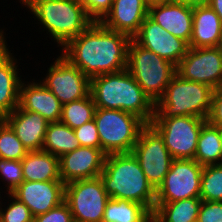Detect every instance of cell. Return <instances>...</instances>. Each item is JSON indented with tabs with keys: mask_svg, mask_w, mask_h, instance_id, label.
<instances>
[{
	"mask_svg": "<svg viewBox=\"0 0 222 222\" xmlns=\"http://www.w3.org/2000/svg\"><path fill=\"white\" fill-rule=\"evenodd\" d=\"M28 153L12 128L2 120L0 122V159L22 160Z\"/></svg>",
	"mask_w": 222,
	"mask_h": 222,
	"instance_id": "obj_30",
	"label": "cell"
},
{
	"mask_svg": "<svg viewBox=\"0 0 222 222\" xmlns=\"http://www.w3.org/2000/svg\"><path fill=\"white\" fill-rule=\"evenodd\" d=\"M132 39L138 45L170 61L175 66L179 64L189 49L186 41L167 32L149 16L146 17L138 33Z\"/></svg>",
	"mask_w": 222,
	"mask_h": 222,
	"instance_id": "obj_15",
	"label": "cell"
},
{
	"mask_svg": "<svg viewBox=\"0 0 222 222\" xmlns=\"http://www.w3.org/2000/svg\"><path fill=\"white\" fill-rule=\"evenodd\" d=\"M100 178L110 198L140 203L153 214L156 190L132 153L106 155Z\"/></svg>",
	"mask_w": 222,
	"mask_h": 222,
	"instance_id": "obj_4",
	"label": "cell"
},
{
	"mask_svg": "<svg viewBox=\"0 0 222 222\" xmlns=\"http://www.w3.org/2000/svg\"><path fill=\"white\" fill-rule=\"evenodd\" d=\"M197 222H222V201H202Z\"/></svg>",
	"mask_w": 222,
	"mask_h": 222,
	"instance_id": "obj_36",
	"label": "cell"
},
{
	"mask_svg": "<svg viewBox=\"0 0 222 222\" xmlns=\"http://www.w3.org/2000/svg\"><path fill=\"white\" fill-rule=\"evenodd\" d=\"M74 132L81 146L101 149L99 134L94 119L74 129Z\"/></svg>",
	"mask_w": 222,
	"mask_h": 222,
	"instance_id": "obj_34",
	"label": "cell"
},
{
	"mask_svg": "<svg viewBox=\"0 0 222 222\" xmlns=\"http://www.w3.org/2000/svg\"><path fill=\"white\" fill-rule=\"evenodd\" d=\"M200 198L202 201H222V164L203 167Z\"/></svg>",
	"mask_w": 222,
	"mask_h": 222,
	"instance_id": "obj_29",
	"label": "cell"
},
{
	"mask_svg": "<svg viewBox=\"0 0 222 222\" xmlns=\"http://www.w3.org/2000/svg\"><path fill=\"white\" fill-rule=\"evenodd\" d=\"M2 196L0 194V222H33L34 217L23 202L11 193H5L4 198Z\"/></svg>",
	"mask_w": 222,
	"mask_h": 222,
	"instance_id": "obj_31",
	"label": "cell"
},
{
	"mask_svg": "<svg viewBox=\"0 0 222 222\" xmlns=\"http://www.w3.org/2000/svg\"><path fill=\"white\" fill-rule=\"evenodd\" d=\"M109 199L100 176L65 184L64 201L74 222H102Z\"/></svg>",
	"mask_w": 222,
	"mask_h": 222,
	"instance_id": "obj_10",
	"label": "cell"
},
{
	"mask_svg": "<svg viewBox=\"0 0 222 222\" xmlns=\"http://www.w3.org/2000/svg\"><path fill=\"white\" fill-rule=\"evenodd\" d=\"M20 8L37 20L39 34L45 33L51 39L53 47H64L69 41L78 37L93 21L88 17L84 7L77 0H17ZM43 29V30H42ZM42 30V31H41ZM41 31V33H40ZM56 44V45H55Z\"/></svg>",
	"mask_w": 222,
	"mask_h": 222,
	"instance_id": "obj_2",
	"label": "cell"
},
{
	"mask_svg": "<svg viewBox=\"0 0 222 222\" xmlns=\"http://www.w3.org/2000/svg\"><path fill=\"white\" fill-rule=\"evenodd\" d=\"M220 131L221 145H222V127H218Z\"/></svg>",
	"mask_w": 222,
	"mask_h": 222,
	"instance_id": "obj_40",
	"label": "cell"
},
{
	"mask_svg": "<svg viewBox=\"0 0 222 222\" xmlns=\"http://www.w3.org/2000/svg\"><path fill=\"white\" fill-rule=\"evenodd\" d=\"M93 22H101L110 12L113 0H77Z\"/></svg>",
	"mask_w": 222,
	"mask_h": 222,
	"instance_id": "obj_33",
	"label": "cell"
},
{
	"mask_svg": "<svg viewBox=\"0 0 222 222\" xmlns=\"http://www.w3.org/2000/svg\"><path fill=\"white\" fill-rule=\"evenodd\" d=\"M28 76L29 73L20 85L19 107L40 114L48 122L60 121L62 104L58 98L35 76L32 79Z\"/></svg>",
	"mask_w": 222,
	"mask_h": 222,
	"instance_id": "obj_19",
	"label": "cell"
},
{
	"mask_svg": "<svg viewBox=\"0 0 222 222\" xmlns=\"http://www.w3.org/2000/svg\"><path fill=\"white\" fill-rule=\"evenodd\" d=\"M33 222H74L69 205L63 201L50 211L35 216Z\"/></svg>",
	"mask_w": 222,
	"mask_h": 222,
	"instance_id": "obj_35",
	"label": "cell"
},
{
	"mask_svg": "<svg viewBox=\"0 0 222 222\" xmlns=\"http://www.w3.org/2000/svg\"><path fill=\"white\" fill-rule=\"evenodd\" d=\"M194 160L203 166L222 164L220 131L208 121L200 130Z\"/></svg>",
	"mask_w": 222,
	"mask_h": 222,
	"instance_id": "obj_27",
	"label": "cell"
},
{
	"mask_svg": "<svg viewBox=\"0 0 222 222\" xmlns=\"http://www.w3.org/2000/svg\"><path fill=\"white\" fill-rule=\"evenodd\" d=\"M203 117L177 116L166 119H152L150 124L163 137L166 148L173 159H194Z\"/></svg>",
	"mask_w": 222,
	"mask_h": 222,
	"instance_id": "obj_8",
	"label": "cell"
},
{
	"mask_svg": "<svg viewBox=\"0 0 222 222\" xmlns=\"http://www.w3.org/2000/svg\"><path fill=\"white\" fill-rule=\"evenodd\" d=\"M96 105L91 94L62 105L60 121L72 129L81 127L84 123L94 119Z\"/></svg>",
	"mask_w": 222,
	"mask_h": 222,
	"instance_id": "obj_28",
	"label": "cell"
},
{
	"mask_svg": "<svg viewBox=\"0 0 222 222\" xmlns=\"http://www.w3.org/2000/svg\"><path fill=\"white\" fill-rule=\"evenodd\" d=\"M90 94L96 108L135 114L146 124L154 117V103L127 69L90 78Z\"/></svg>",
	"mask_w": 222,
	"mask_h": 222,
	"instance_id": "obj_3",
	"label": "cell"
},
{
	"mask_svg": "<svg viewBox=\"0 0 222 222\" xmlns=\"http://www.w3.org/2000/svg\"><path fill=\"white\" fill-rule=\"evenodd\" d=\"M106 154L102 149L80 146L59 157V174L64 184L99 177Z\"/></svg>",
	"mask_w": 222,
	"mask_h": 222,
	"instance_id": "obj_18",
	"label": "cell"
},
{
	"mask_svg": "<svg viewBox=\"0 0 222 222\" xmlns=\"http://www.w3.org/2000/svg\"><path fill=\"white\" fill-rule=\"evenodd\" d=\"M102 222H153L152 213L142 204L110 198Z\"/></svg>",
	"mask_w": 222,
	"mask_h": 222,
	"instance_id": "obj_25",
	"label": "cell"
},
{
	"mask_svg": "<svg viewBox=\"0 0 222 222\" xmlns=\"http://www.w3.org/2000/svg\"><path fill=\"white\" fill-rule=\"evenodd\" d=\"M148 16L173 36L190 43L193 29L192 0H173L149 4Z\"/></svg>",
	"mask_w": 222,
	"mask_h": 222,
	"instance_id": "obj_16",
	"label": "cell"
},
{
	"mask_svg": "<svg viewBox=\"0 0 222 222\" xmlns=\"http://www.w3.org/2000/svg\"><path fill=\"white\" fill-rule=\"evenodd\" d=\"M3 120L12 128L28 151L42 150L46 130L50 123L44 117L18 106Z\"/></svg>",
	"mask_w": 222,
	"mask_h": 222,
	"instance_id": "obj_21",
	"label": "cell"
},
{
	"mask_svg": "<svg viewBox=\"0 0 222 222\" xmlns=\"http://www.w3.org/2000/svg\"><path fill=\"white\" fill-rule=\"evenodd\" d=\"M222 23L216 12L204 1H193V29L190 48L219 47Z\"/></svg>",
	"mask_w": 222,
	"mask_h": 222,
	"instance_id": "obj_22",
	"label": "cell"
},
{
	"mask_svg": "<svg viewBox=\"0 0 222 222\" xmlns=\"http://www.w3.org/2000/svg\"><path fill=\"white\" fill-rule=\"evenodd\" d=\"M11 194L23 202L35 217L64 201L65 184L62 180L23 181Z\"/></svg>",
	"mask_w": 222,
	"mask_h": 222,
	"instance_id": "obj_17",
	"label": "cell"
},
{
	"mask_svg": "<svg viewBox=\"0 0 222 222\" xmlns=\"http://www.w3.org/2000/svg\"><path fill=\"white\" fill-rule=\"evenodd\" d=\"M207 121L215 127H222V86L213 90L211 111Z\"/></svg>",
	"mask_w": 222,
	"mask_h": 222,
	"instance_id": "obj_37",
	"label": "cell"
},
{
	"mask_svg": "<svg viewBox=\"0 0 222 222\" xmlns=\"http://www.w3.org/2000/svg\"><path fill=\"white\" fill-rule=\"evenodd\" d=\"M219 16L222 23V0H203Z\"/></svg>",
	"mask_w": 222,
	"mask_h": 222,
	"instance_id": "obj_38",
	"label": "cell"
},
{
	"mask_svg": "<svg viewBox=\"0 0 222 222\" xmlns=\"http://www.w3.org/2000/svg\"><path fill=\"white\" fill-rule=\"evenodd\" d=\"M149 4L156 3V2H166V1H173V0H147Z\"/></svg>",
	"mask_w": 222,
	"mask_h": 222,
	"instance_id": "obj_39",
	"label": "cell"
},
{
	"mask_svg": "<svg viewBox=\"0 0 222 222\" xmlns=\"http://www.w3.org/2000/svg\"><path fill=\"white\" fill-rule=\"evenodd\" d=\"M127 70L154 104L163 97L176 74L175 65L138 45L133 39L128 46Z\"/></svg>",
	"mask_w": 222,
	"mask_h": 222,
	"instance_id": "obj_6",
	"label": "cell"
},
{
	"mask_svg": "<svg viewBox=\"0 0 222 222\" xmlns=\"http://www.w3.org/2000/svg\"><path fill=\"white\" fill-rule=\"evenodd\" d=\"M130 40L126 34L93 22L57 52L92 78L127 69Z\"/></svg>",
	"mask_w": 222,
	"mask_h": 222,
	"instance_id": "obj_1",
	"label": "cell"
},
{
	"mask_svg": "<svg viewBox=\"0 0 222 222\" xmlns=\"http://www.w3.org/2000/svg\"><path fill=\"white\" fill-rule=\"evenodd\" d=\"M94 121L101 149L106 155L131 153L146 123L135 114L114 109L96 108Z\"/></svg>",
	"mask_w": 222,
	"mask_h": 222,
	"instance_id": "obj_7",
	"label": "cell"
},
{
	"mask_svg": "<svg viewBox=\"0 0 222 222\" xmlns=\"http://www.w3.org/2000/svg\"><path fill=\"white\" fill-rule=\"evenodd\" d=\"M55 56L50 65H46L47 69H41L46 72L39 81L62 105L87 97L90 94V78L60 53Z\"/></svg>",
	"mask_w": 222,
	"mask_h": 222,
	"instance_id": "obj_9",
	"label": "cell"
},
{
	"mask_svg": "<svg viewBox=\"0 0 222 222\" xmlns=\"http://www.w3.org/2000/svg\"><path fill=\"white\" fill-rule=\"evenodd\" d=\"M201 202L200 197L175 202H155L153 222H197Z\"/></svg>",
	"mask_w": 222,
	"mask_h": 222,
	"instance_id": "obj_24",
	"label": "cell"
},
{
	"mask_svg": "<svg viewBox=\"0 0 222 222\" xmlns=\"http://www.w3.org/2000/svg\"><path fill=\"white\" fill-rule=\"evenodd\" d=\"M21 164L24 181L61 180L59 157L44 150L28 151Z\"/></svg>",
	"mask_w": 222,
	"mask_h": 222,
	"instance_id": "obj_23",
	"label": "cell"
},
{
	"mask_svg": "<svg viewBox=\"0 0 222 222\" xmlns=\"http://www.w3.org/2000/svg\"><path fill=\"white\" fill-rule=\"evenodd\" d=\"M2 27H0V115L4 118L19 106L20 85L26 76L22 70L26 67L22 65L21 69L20 63L24 64L20 62L23 56L14 55L15 52L12 50L14 48L7 43V38L10 39L11 36L8 37L6 34L5 25Z\"/></svg>",
	"mask_w": 222,
	"mask_h": 222,
	"instance_id": "obj_14",
	"label": "cell"
},
{
	"mask_svg": "<svg viewBox=\"0 0 222 222\" xmlns=\"http://www.w3.org/2000/svg\"><path fill=\"white\" fill-rule=\"evenodd\" d=\"M131 153L137 159L148 182L156 190L169 172L173 161L163 137L151 124H146L141 129Z\"/></svg>",
	"mask_w": 222,
	"mask_h": 222,
	"instance_id": "obj_11",
	"label": "cell"
},
{
	"mask_svg": "<svg viewBox=\"0 0 222 222\" xmlns=\"http://www.w3.org/2000/svg\"><path fill=\"white\" fill-rule=\"evenodd\" d=\"M81 145L76 138L74 129L61 121L50 122L44 137L43 148L45 152L61 157Z\"/></svg>",
	"mask_w": 222,
	"mask_h": 222,
	"instance_id": "obj_26",
	"label": "cell"
},
{
	"mask_svg": "<svg viewBox=\"0 0 222 222\" xmlns=\"http://www.w3.org/2000/svg\"><path fill=\"white\" fill-rule=\"evenodd\" d=\"M213 88L200 82L171 78L165 93L154 105L153 119L193 116L208 119L211 111Z\"/></svg>",
	"mask_w": 222,
	"mask_h": 222,
	"instance_id": "obj_5",
	"label": "cell"
},
{
	"mask_svg": "<svg viewBox=\"0 0 222 222\" xmlns=\"http://www.w3.org/2000/svg\"><path fill=\"white\" fill-rule=\"evenodd\" d=\"M203 165L194 159H173L169 172L156 189L155 202L200 197Z\"/></svg>",
	"mask_w": 222,
	"mask_h": 222,
	"instance_id": "obj_12",
	"label": "cell"
},
{
	"mask_svg": "<svg viewBox=\"0 0 222 222\" xmlns=\"http://www.w3.org/2000/svg\"><path fill=\"white\" fill-rule=\"evenodd\" d=\"M176 73L186 80L209 85L213 89L222 86L221 47L190 48L176 66Z\"/></svg>",
	"mask_w": 222,
	"mask_h": 222,
	"instance_id": "obj_13",
	"label": "cell"
},
{
	"mask_svg": "<svg viewBox=\"0 0 222 222\" xmlns=\"http://www.w3.org/2000/svg\"><path fill=\"white\" fill-rule=\"evenodd\" d=\"M147 0H113L110 12L101 23L108 29L126 34L131 39L148 16Z\"/></svg>",
	"mask_w": 222,
	"mask_h": 222,
	"instance_id": "obj_20",
	"label": "cell"
},
{
	"mask_svg": "<svg viewBox=\"0 0 222 222\" xmlns=\"http://www.w3.org/2000/svg\"><path fill=\"white\" fill-rule=\"evenodd\" d=\"M0 181V194L14 191L24 181L21 160L0 159Z\"/></svg>",
	"mask_w": 222,
	"mask_h": 222,
	"instance_id": "obj_32",
	"label": "cell"
}]
</instances>
